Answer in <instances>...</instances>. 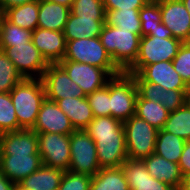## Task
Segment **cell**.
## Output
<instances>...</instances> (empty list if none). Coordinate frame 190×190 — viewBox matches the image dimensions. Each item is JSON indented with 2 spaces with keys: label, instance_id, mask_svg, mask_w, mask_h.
Returning a JSON list of instances; mask_svg holds the SVG:
<instances>
[{
  "label": "cell",
  "instance_id": "obj_1",
  "mask_svg": "<svg viewBox=\"0 0 190 190\" xmlns=\"http://www.w3.org/2000/svg\"><path fill=\"white\" fill-rule=\"evenodd\" d=\"M85 131L95 142L100 168H118L128 159L121 120L112 116L94 117Z\"/></svg>",
  "mask_w": 190,
  "mask_h": 190
},
{
  "label": "cell",
  "instance_id": "obj_2",
  "mask_svg": "<svg viewBox=\"0 0 190 190\" xmlns=\"http://www.w3.org/2000/svg\"><path fill=\"white\" fill-rule=\"evenodd\" d=\"M18 124L22 129H32L42 102L46 99L42 79L25 78L11 91Z\"/></svg>",
  "mask_w": 190,
  "mask_h": 190
},
{
  "label": "cell",
  "instance_id": "obj_3",
  "mask_svg": "<svg viewBox=\"0 0 190 190\" xmlns=\"http://www.w3.org/2000/svg\"><path fill=\"white\" fill-rule=\"evenodd\" d=\"M99 39L121 72H126L134 64L139 53L140 35L105 23Z\"/></svg>",
  "mask_w": 190,
  "mask_h": 190
},
{
  "label": "cell",
  "instance_id": "obj_4",
  "mask_svg": "<svg viewBox=\"0 0 190 190\" xmlns=\"http://www.w3.org/2000/svg\"><path fill=\"white\" fill-rule=\"evenodd\" d=\"M63 60L103 68L111 77L121 73L106 52L99 37L67 41L66 54Z\"/></svg>",
  "mask_w": 190,
  "mask_h": 190
},
{
  "label": "cell",
  "instance_id": "obj_5",
  "mask_svg": "<svg viewBox=\"0 0 190 190\" xmlns=\"http://www.w3.org/2000/svg\"><path fill=\"white\" fill-rule=\"evenodd\" d=\"M123 126L128 159L143 160L154 153L158 133L155 127L137 115L124 121Z\"/></svg>",
  "mask_w": 190,
  "mask_h": 190
},
{
  "label": "cell",
  "instance_id": "obj_6",
  "mask_svg": "<svg viewBox=\"0 0 190 190\" xmlns=\"http://www.w3.org/2000/svg\"><path fill=\"white\" fill-rule=\"evenodd\" d=\"M138 89L134 77L121 72L110 78L111 116L122 122L136 113Z\"/></svg>",
  "mask_w": 190,
  "mask_h": 190
},
{
  "label": "cell",
  "instance_id": "obj_7",
  "mask_svg": "<svg viewBox=\"0 0 190 190\" xmlns=\"http://www.w3.org/2000/svg\"><path fill=\"white\" fill-rule=\"evenodd\" d=\"M182 41L176 38L143 36L140 39L139 53L134 64L126 71L136 74L142 67L161 61H172L177 55Z\"/></svg>",
  "mask_w": 190,
  "mask_h": 190
},
{
  "label": "cell",
  "instance_id": "obj_8",
  "mask_svg": "<svg viewBox=\"0 0 190 190\" xmlns=\"http://www.w3.org/2000/svg\"><path fill=\"white\" fill-rule=\"evenodd\" d=\"M70 153L69 171L94 176L100 170L95 142L85 130L70 134Z\"/></svg>",
  "mask_w": 190,
  "mask_h": 190
},
{
  "label": "cell",
  "instance_id": "obj_9",
  "mask_svg": "<svg viewBox=\"0 0 190 190\" xmlns=\"http://www.w3.org/2000/svg\"><path fill=\"white\" fill-rule=\"evenodd\" d=\"M39 154L43 165L68 170L70 165V135L37 133Z\"/></svg>",
  "mask_w": 190,
  "mask_h": 190
},
{
  "label": "cell",
  "instance_id": "obj_10",
  "mask_svg": "<svg viewBox=\"0 0 190 190\" xmlns=\"http://www.w3.org/2000/svg\"><path fill=\"white\" fill-rule=\"evenodd\" d=\"M3 51L24 79H41L49 65L32 41L25 44H14Z\"/></svg>",
  "mask_w": 190,
  "mask_h": 190
},
{
  "label": "cell",
  "instance_id": "obj_11",
  "mask_svg": "<svg viewBox=\"0 0 190 190\" xmlns=\"http://www.w3.org/2000/svg\"><path fill=\"white\" fill-rule=\"evenodd\" d=\"M46 99L56 102L63 98L86 97L58 63H49L42 76Z\"/></svg>",
  "mask_w": 190,
  "mask_h": 190
},
{
  "label": "cell",
  "instance_id": "obj_12",
  "mask_svg": "<svg viewBox=\"0 0 190 190\" xmlns=\"http://www.w3.org/2000/svg\"><path fill=\"white\" fill-rule=\"evenodd\" d=\"M58 64L73 82L79 85L85 95L103 88L111 76L100 67L86 63L62 60ZM107 76V77H106Z\"/></svg>",
  "mask_w": 190,
  "mask_h": 190
},
{
  "label": "cell",
  "instance_id": "obj_13",
  "mask_svg": "<svg viewBox=\"0 0 190 190\" xmlns=\"http://www.w3.org/2000/svg\"><path fill=\"white\" fill-rule=\"evenodd\" d=\"M160 6L161 22L171 30L173 38L190 42V13L181 0H156Z\"/></svg>",
  "mask_w": 190,
  "mask_h": 190
},
{
  "label": "cell",
  "instance_id": "obj_14",
  "mask_svg": "<svg viewBox=\"0 0 190 190\" xmlns=\"http://www.w3.org/2000/svg\"><path fill=\"white\" fill-rule=\"evenodd\" d=\"M135 81H146L162 86L164 90H188L181 76L175 71L172 61H161L142 67L131 74Z\"/></svg>",
  "mask_w": 190,
  "mask_h": 190
},
{
  "label": "cell",
  "instance_id": "obj_15",
  "mask_svg": "<svg viewBox=\"0 0 190 190\" xmlns=\"http://www.w3.org/2000/svg\"><path fill=\"white\" fill-rule=\"evenodd\" d=\"M32 130L36 133L48 132L64 135H70L75 131L71 121L57 103L48 99L42 102Z\"/></svg>",
  "mask_w": 190,
  "mask_h": 190
},
{
  "label": "cell",
  "instance_id": "obj_16",
  "mask_svg": "<svg viewBox=\"0 0 190 190\" xmlns=\"http://www.w3.org/2000/svg\"><path fill=\"white\" fill-rule=\"evenodd\" d=\"M42 165L40 154L0 155V172L14 184H18Z\"/></svg>",
  "mask_w": 190,
  "mask_h": 190
},
{
  "label": "cell",
  "instance_id": "obj_17",
  "mask_svg": "<svg viewBox=\"0 0 190 190\" xmlns=\"http://www.w3.org/2000/svg\"><path fill=\"white\" fill-rule=\"evenodd\" d=\"M31 41L48 63H58L66 54V39L63 32L37 27Z\"/></svg>",
  "mask_w": 190,
  "mask_h": 190
},
{
  "label": "cell",
  "instance_id": "obj_18",
  "mask_svg": "<svg viewBox=\"0 0 190 190\" xmlns=\"http://www.w3.org/2000/svg\"><path fill=\"white\" fill-rule=\"evenodd\" d=\"M120 167L130 190H174L167 183L152 177L143 160L127 159Z\"/></svg>",
  "mask_w": 190,
  "mask_h": 190
},
{
  "label": "cell",
  "instance_id": "obj_19",
  "mask_svg": "<svg viewBox=\"0 0 190 190\" xmlns=\"http://www.w3.org/2000/svg\"><path fill=\"white\" fill-rule=\"evenodd\" d=\"M39 154L38 136L32 129L0 134V155Z\"/></svg>",
  "mask_w": 190,
  "mask_h": 190
},
{
  "label": "cell",
  "instance_id": "obj_20",
  "mask_svg": "<svg viewBox=\"0 0 190 190\" xmlns=\"http://www.w3.org/2000/svg\"><path fill=\"white\" fill-rule=\"evenodd\" d=\"M143 161L152 177L167 183L174 190H180L183 175L178 164L170 162L155 153L144 158Z\"/></svg>",
  "mask_w": 190,
  "mask_h": 190
},
{
  "label": "cell",
  "instance_id": "obj_21",
  "mask_svg": "<svg viewBox=\"0 0 190 190\" xmlns=\"http://www.w3.org/2000/svg\"><path fill=\"white\" fill-rule=\"evenodd\" d=\"M105 25V18H81L69 14L63 30L66 42L75 39L99 37Z\"/></svg>",
  "mask_w": 190,
  "mask_h": 190
},
{
  "label": "cell",
  "instance_id": "obj_22",
  "mask_svg": "<svg viewBox=\"0 0 190 190\" xmlns=\"http://www.w3.org/2000/svg\"><path fill=\"white\" fill-rule=\"evenodd\" d=\"M56 103L67 115L75 130H85L94 119L86 97L63 98L58 99Z\"/></svg>",
  "mask_w": 190,
  "mask_h": 190
},
{
  "label": "cell",
  "instance_id": "obj_23",
  "mask_svg": "<svg viewBox=\"0 0 190 190\" xmlns=\"http://www.w3.org/2000/svg\"><path fill=\"white\" fill-rule=\"evenodd\" d=\"M70 8L48 0H39L37 27L63 32L68 21Z\"/></svg>",
  "mask_w": 190,
  "mask_h": 190
},
{
  "label": "cell",
  "instance_id": "obj_24",
  "mask_svg": "<svg viewBox=\"0 0 190 190\" xmlns=\"http://www.w3.org/2000/svg\"><path fill=\"white\" fill-rule=\"evenodd\" d=\"M64 171L42 165L18 184L28 190H58Z\"/></svg>",
  "mask_w": 190,
  "mask_h": 190
},
{
  "label": "cell",
  "instance_id": "obj_25",
  "mask_svg": "<svg viewBox=\"0 0 190 190\" xmlns=\"http://www.w3.org/2000/svg\"><path fill=\"white\" fill-rule=\"evenodd\" d=\"M39 0L15 6L3 12V16L14 25L34 31L38 24Z\"/></svg>",
  "mask_w": 190,
  "mask_h": 190
},
{
  "label": "cell",
  "instance_id": "obj_26",
  "mask_svg": "<svg viewBox=\"0 0 190 190\" xmlns=\"http://www.w3.org/2000/svg\"><path fill=\"white\" fill-rule=\"evenodd\" d=\"M90 190H130L121 167L100 168L92 176Z\"/></svg>",
  "mask_w": 190,
  "mask_h": 190
},
{
  "label": "cell",
  "instance_id": "obj_27",
  "mask_svg": "<svg viewBox=\"0 0 190 190\" xmlns=\"http://www.w3.org/2000/svg\"><path fill=\"white\" fill-rule=\"evenodd\" d=\"M169 113L170 112L160 102L143 99L138 94L135 115L147 121L157 130L163 129Z\"/></svg>",
  "mask_w": 190,
  "mask_h": 190
},
{
  "label": "cell",
  "instance_id": "obj_28",
  "mask_svg": "<svg viewBox=\"0 0 190 190\" xmlns=\"http://www.w3.org/2000/svg\"><path fill=\"white\" fill-rule=\"evenodd\" d=\"M185 140L166 132L158 130L154 153L166 160L178 164L185 144Z\"/></svg>",
  "mask_w": 190,
  "mask_h": 190
},
{
  "label": "cell",
  "instance_id": "obj_29",
  "mask_svg": "<svg viewBox=\"0 0 190 190\" xmlns=\"http://www.w3.org/2000/svg\"><path fill=\"white\" fill-rule=\"evenodd\" d=\"M140 9L105 10V23L141 36Z\"/></svg>",
  "mask_w": 190,
  "mask_h": 190
},
{
  "label": "cell",
  "instance_id": "obj_30",
  "mask_svg": "<svg viewBox=\"0 0 190 190\" xmlns=\"http://www.w3.org/2000/svg\"><path fill=\"white\" fill-rule=\"evenodd\" d=\"M163 130L177 135L185 141L190 140V107L187 103L169 113Z\"/></svg>",
  "mask_w": 190,
  "mask_h": 190
},
{
  "label": "cell",
  "instance_id": "obj_31",
  "mask_svg": "<svg viewBox=\"0 0 190 190\" xmlns=\"http://www.w3.org/2000/svg\"><path fill=\"white\" fill-rule=\"evenodd\" d=\"M32 32L31 30L14 25L2 16L0 20V50L14 46V44L30 42Z\"/></svg>",
  "mask_w": 190,
  "mask_h": 190
},
{
  "label": "cell",
  "instance_id": "obj_32",
  "mask_svg": "<svg viewBox=\"0 0 190 190\" xmlns=\"http://www.w3.org/2000/svg\"><path fill=\"white\" fill-rule=\"evenodd\" d=\"M23 79L13 62L0 50V93L10 92Z\"/></svg>",
  "mask_w": 190,
  "mask_h": 190
},
{
  "label": "cell",
  "instance_id": "obj_33",
  "mask_svg": "<svg viewBox=\"0 0 190 190\" xmlns=\"http://www.w3.org/2000/svg\"><path fill=\"white\" fill-rule=\"evenodd\" d=\"M21 129L18 124L10 92L0 93V134Z\"/></svg>",
  "mask_w": 190,
  "mask_h": 190
},
{
  "label": "cell",
  "instance_id": "obj_34",
  "mask_svg": "<svg viewBox=\"0 0 190 190\" xmlns=\"http://www.w3.org/2000/svg\"><path fill=\"white\" fill-rule=\"evenodd\" d=\"M86 98L94 117L111 116L110 78L103 88L86 95Z\"/></svg>",
  "mask_w": 190,
  "mask_h": 190
},
{
  "label": "cell",
  "instance_id": "obj_35",
  "mask_svg": "<svg viewBox=\"0 0 190 190\" xmlns=\"http://www.w3.org/2000/svg\"><path fill=\"white\" fill-rule=\"evenodd\" d=\"M139 17L141 20V37L148 36L161 22L159 3L156 0H150L140 9Z\"/></svg>",
  "mask_w": 190,
  "mask_h": 190
},
{
  "label": "cell",
  "instance_id": "obj_36",
  "mask_svg": "<svg viewBox=\"0 0 190 190\" xmlns=\"http://www.w3.org/2000/svg\"><path fill=\"white\" fill-rule=\"evenodd\" d=\"M70 13L81 18H105L103 0H74Z\"/></svg>",
  "mask_w": 190,
  "mask_h": 190
},
{
  "label": "cell",
  "instance_id": "obj_37",
  "mask_svg": "<svg viewBox=\"0 0 190 190\" xmlns=\"http://www.w3.org/2000/svg\"><path fill=\"white\" fill-rule=\"evenodd\" d=\"M172 63L175 71L181 76L185 84L190 87V42L182 43Z\"/></svg>",
  "mask_w": 190,
  "mask_h": 190
},
{
  "label": "cell",
  "instance_id": "obj_38",
  "mask_svg": "<svg viewBox=\"0 0 190 190\" xmlns=\"http://www.w3.org/2000/svg\"><path fill=\"white\" fill-rule=\"evenodd\" d=\"M92 176L66 170L58 190H90Z\"/></svg>",
  "mask_w": 190,
  "mask_h": 190
},
{
  "label": "cell",
  "instance_id": "obj_39",
  "mask_svg": "<svg viewBox=\"0 0 190 190\" xmlns=\"http://www.w3.org/2000/svg\"><path fill=\"white\" fill-rule=\"evenodd\" d=\"M188 90H164L162 96V105L169 111H175L186 103V94Z\"/></svg>",
  "mask_w": 190,
  "mask_h": 190
},
{
  "label": "cell",
  "instance_id": "obj_40",
  "mask_svg": "<svg viewBox=\"0 0 190 190\" xmlns=\"http://www.w3.org/2000/svg\"><path fill=\"white\" fill-rule=\"evenodd\" d=\"M138 94L146 100L160 102L162 104L163 88L158 84L146 81H135Z\"/></svg>",
  "mask_w": 190,
  "mask_h": 190
},
{
  "label": "cell",
  "instance_id": "obj_41",
  "mask_svg": "<svg viewBox=\"0 0 190 190\" xmlns=\"http://www.w3.org/2000/svg\"><path fill=\"white\" fill-rule=\"evenodd\" d=\"M150 0H103L105 10L141 9Z\"/></svg>",
  "mask_w": 190,
  "mask_h": 190
},
{
  "label": "cell",
  "instance_id": "obj_42",
  "mask_svg": "<svg viewBox=\"0 0 190 190\" xmlns=\"http://www.w3.org/2000/svg\"><path fill=\"white\" fill-rule=\"evenodd\" d=\"M178 165L183 176L190 174V140L184 144Z\"/></svg>",
  "mask_w": 190,
  "mask_h": 190
},
{
  "label": "cell",
  "instance_id": "obj_43",
  "mask_svg": "<svg viewBox=\"0 0 190 190\" xmlns=\"http://www.w3.org/2000/svg\"><path fill=\"white\" fill-rule=\"evenodd\" d=\"M32 1L36 0H0V12L3 13L7 9L15 6H20Z\"/></svg>",
  "mask_w": 190,
  "mask_h": 190
},
{
  "label": "cell",
  "instance_id": "obj_44",
  "mask_svg": "<svg viewBox=\"0 0 190 190\" xmlns=\"http://www.w3.org/2000/svg\"><path fill=\"white\" fill-rule=\"evenodd\" d=\"M148 36H157L161 38H171L173 34L162 22Z\"/></svg>",
  "mask_w": 190,
  "mask_h": 190
},
{
  "label": "cell",
  "instance_id": "obj_45",
  "mask_svg": "<svg viewBox=\"0 0 190 190\" xmlns=\"http://www.w3.org/2000/svg\"><path fill=\"white\" fill-rule=\"evenodd\" d=\"M14 183L0 172V190H13Z\"/></svg>",
  "mask_w": 190,
  "mask_h": 190
},
{
  "label": "cell",
  "instance_id": "obj_46",
  "mask_svg": "<svg viewBox=\"0 0 190 190\" xmlns=\"http://www.w3.org/2000/svg\"><path fill=\"white\" fill-rule=\"evenodd\" d=\"M180 190H190V174H186L183 176Z\"/></svg>",
  "mask_w": 190,
  "mask_h": 190
},
{
  "label": "cell",
  "instance_id": "obj_47",
  "mask_svg": "<svg viewBox=\"0 0 190 190\" xmlns=\"http://www.w3.org/2000/svg\"><path fill=\"white\" fill-rule=\"evenodd\" d=\"M48 1L58 3V4H61V5H64V6L71 8L72 2L74 0H48Z\"/></svg>",
  "mask_w": 190,
  "mask_h": 190
},
{
  "label": "cell",
  "instance_id": "obj_48",
  "mask_svg": "<svg viewBox=\"0 0 190 190\" xmlns=\"http://www.w3.org/2000/svg\"><path fill=\"white\" fill-rule=\"evenodd\" d=\"M185 6V8L188 10L190 13V0H181Z\"/></svg>",
  "mask_w": 190,
  "mask_h": 190
},
{
  "label": "cell",
  "instance_id": "obj_49",
  "mask_svg": "<svg viewBox=\"0 0 190 190\" xmlns=\"http://www.w3.org/2000/svg\"><path fill=\"white\" fill-rule=\"evenodd\" d=\"M13 190H28V189H25L20 184H14L13 185Z\"/></svg>",
  "mask_w": 190,
  "mask_h": 190
},
{
  "label": "cell",
  "instance_id": "obj_50",
  "mask_svg": "<svg viewBox=\"0 0 190 190\" xmlns=\"http://www.w3.org/2000/svg\"><path fill=\"white\" fill-rule=\"evenodd\" d=\"M186 103L190 107V87H189L187 94H186Z\"/></svg>",
  "mask_w": 190,
  "mask_h": 190
},
{
  "label": "cell",
  "instance_id": "obj_51",
  "mask_svg": "<svg viewBox=\"0 0 190 190\" xmlns=\"http://www.w3.org/2000/svg\"><path fill=\"white\" fill-rule=\"evenodd\" d=\"M2 16H3V13L0 12V20H1Z\"/></svg>",
  "mask_w": 190,
  "mask_h": 190
}]
</instances>
